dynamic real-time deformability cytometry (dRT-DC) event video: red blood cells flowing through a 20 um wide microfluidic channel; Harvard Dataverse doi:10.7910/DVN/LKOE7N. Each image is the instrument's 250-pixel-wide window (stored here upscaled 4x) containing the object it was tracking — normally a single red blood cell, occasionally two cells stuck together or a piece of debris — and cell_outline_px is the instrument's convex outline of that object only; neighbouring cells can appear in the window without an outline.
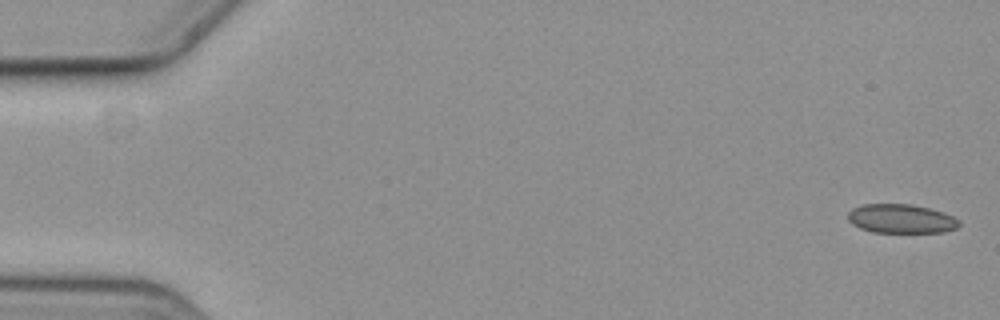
{"species": "common noctule bat (a hibernating species)", "species_latin": "Nyctalus noctula", "temperature_condition": "cold", "stored_images_in_passage": 58, "camera_frame_rate_fps": 3000, "um_per_image_px": 0.085, "animal": {"sex": "female", "body_mass_g": 19.3, "forearm_length_mm": 54.1}, "frame": {"image": 1, "passage_image": 1, "time_ms": 0.0, "image_size_px": [1000, 320], "cell_outline_px": [[960, 224], [956, 228], [944, 232], [872, 232], [860, 228], [852, 224], [848, 220], [848, 212], [852, 208], [864, 204], [908, 204], [928, 208], [944, 212], [960, 220]], "centroid_in_image_um": [76.59, 18.59], "position_along_channel_um": 8.4, "area_um2": 18.79}}
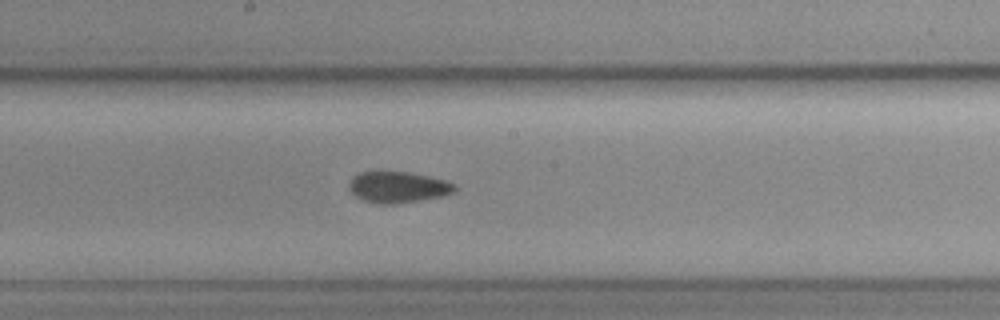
{"frame": {"image": 2, "passage_image": 31, "time_ms": 10.0, "image_size_px": [1000, 320], "cell_outline_px": [[456, 192], [444, 196], [396, 204], [376, 204], [364, 200], [356, 196], [348, 188], [348, 184], [360, 172], [408, 172], [428, 176], [444, 180], [456, 184]], "centroid_in_image_um": [33.87, 15.92], "position_along_channel_um": 214.3, "area_um2": 19.13}}
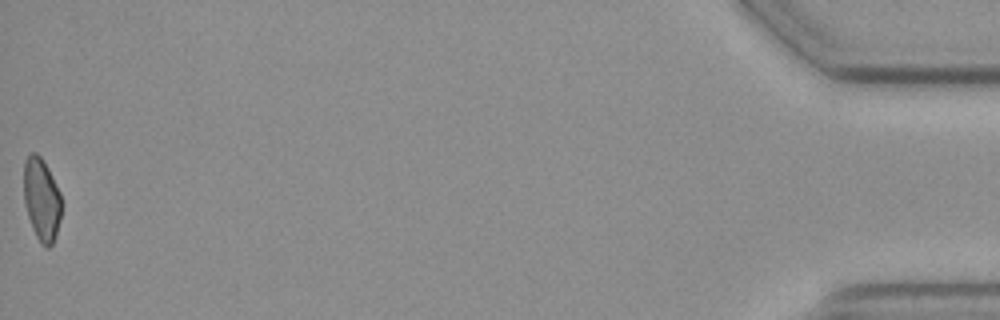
{"frame": {"image": 3, "passage_image": 58, "time_ms": 19.0, "image_size_px": [1000, 320], "cell_outline_px": [[60, 220], [56, 236], [52, 244], [48, 248], [44, 248], [40, 244], [32, 228], [28, 216], [24, 200], [24, 160], [32, 152], [36, 152], [40, 156], [48, 168], [60, 192]], "centroid_in_image_um": [3.53, 16.97], "position_along_channel_um": 431.7, "area_um2": 18.15}, "authors_computed_cell_mechanics": {"area_um2": 19.2474, "velocity_mm_per_s": 3.5961, "shape_relaxation_time_tau1_ms": null, "shape_relaxation_time_tau2_ms": 7.4834, "deformation_change_tau1": null, "deformation_change_tau2": 0.1198}}